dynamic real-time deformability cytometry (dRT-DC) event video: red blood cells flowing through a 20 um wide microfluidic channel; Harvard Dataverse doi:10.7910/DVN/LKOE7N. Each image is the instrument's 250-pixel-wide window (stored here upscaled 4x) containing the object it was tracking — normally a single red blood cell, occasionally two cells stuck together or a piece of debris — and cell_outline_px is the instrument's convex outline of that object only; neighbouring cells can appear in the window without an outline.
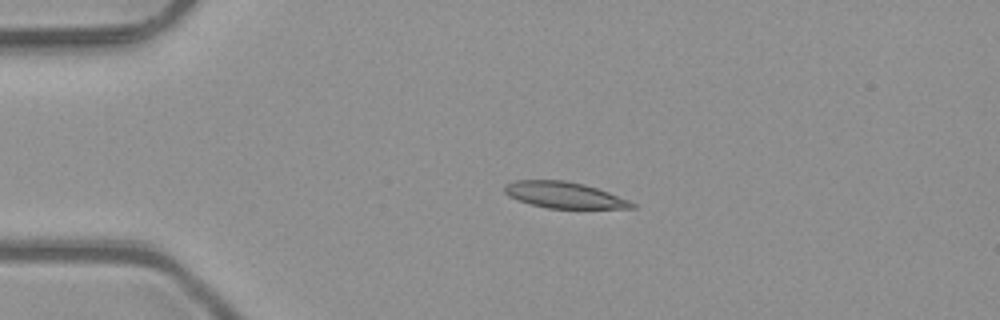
{"species": "common noctule bat (a hibernating species)", "species_latin": "Nyctalus noctula", "temperature_condition": "room temperature", "stored_images_in_passage": 4, "camera_frame_rate_fps": 3000, "um_per_image_px": 0.085, "animal": {"sex": "male", "body_mass_g": 23.1, "forearm_length_mm": 52.7}, "frame": {"image": 1, "passage_image": 3, "time_ms": 0.667, "image_size_px": [1000, 320], "cell_outline_px": [[636, 208], [548, 208], [516, 200], [508, 196], [504, 192], [504, 184], [516, 180], [564, 180], [584, 184], [608, 192], [628, 200], [636, 204]], "centroid_in_image_um": [47.91, 16.57], "position_along_channel_um": 37.1, "area_um2": 19.36}}